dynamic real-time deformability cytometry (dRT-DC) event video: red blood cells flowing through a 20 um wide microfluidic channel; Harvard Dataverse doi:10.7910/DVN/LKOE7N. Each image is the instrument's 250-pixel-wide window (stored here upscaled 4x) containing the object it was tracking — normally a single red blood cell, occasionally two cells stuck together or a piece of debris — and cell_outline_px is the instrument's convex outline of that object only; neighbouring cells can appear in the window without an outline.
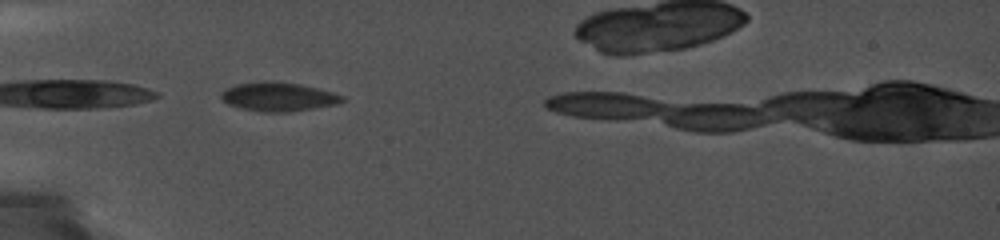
{"species": "common noctule bat (a hibernating species)", "species_latin": "Nyctalus noctula", "temperature_condition": "cold", "stored_images_in_passage": 29, "camera_frame_rate_fps": 5000, "um_per_image_px": 0.085, "animal": {"sex": "female", "body_mass_g": 19.0, "forearm_length_mm": 56.7}, "frame": {"image": 1, "passage_image": 1, "time_ms": 0.0, "image_size_px": [1000, 240], "cell_outline_px": [[344, 100], [336, 104], [288, 112], [260, 112], [228, 104], [220, 96], [220, 92], [236, 84], [260, 80], [272, 80], [300, 84], [332, 92], [344, 96]], "centroid_in_image_um": [23.63, 8.2], "position_along_channel_um": 61.4, "area_um2": 20.35}}